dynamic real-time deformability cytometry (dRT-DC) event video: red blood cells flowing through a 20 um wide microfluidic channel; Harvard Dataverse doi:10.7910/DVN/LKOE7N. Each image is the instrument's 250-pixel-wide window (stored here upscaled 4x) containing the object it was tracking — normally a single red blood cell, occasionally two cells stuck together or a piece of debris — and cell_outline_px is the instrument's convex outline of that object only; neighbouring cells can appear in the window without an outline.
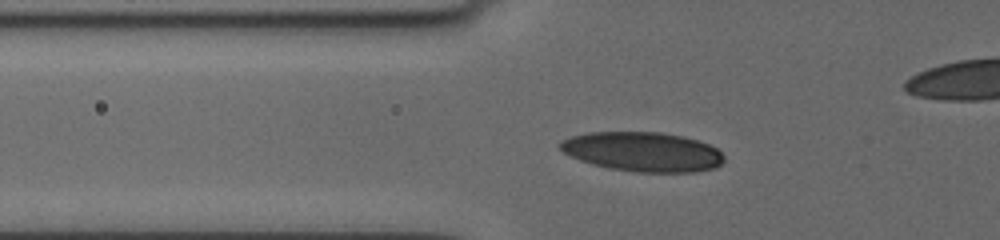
{"species": "human", "species_latin": "Homo sapiens", "temperature_condition": "cold", "stored_images_in_passage": 34, "camera_frame_rate_fps": 3000, "um_per_image_px": 0.085, "donor": {"sex": "female"}, "frame": {"image": 1, "passage_image": 27, "time_ms": 5.0, "image_size_px": [1000, 240], "cell_outline_px": [[724, 160], [716, 168], [692, 172], [636, 172], [608, 168], [592, 164], [580, 160], [564, 152], [560, 148], [560, 144], [564, 140], [572, 136], [588, 132], [660, 132], [680, 136], [696, 140], [708, 144], [716, 148], [724, 156]], "centroid_in_image_um": [54.65, 12.9], "position_along_channel_um": 71.2, "area_um2": 37.45}}